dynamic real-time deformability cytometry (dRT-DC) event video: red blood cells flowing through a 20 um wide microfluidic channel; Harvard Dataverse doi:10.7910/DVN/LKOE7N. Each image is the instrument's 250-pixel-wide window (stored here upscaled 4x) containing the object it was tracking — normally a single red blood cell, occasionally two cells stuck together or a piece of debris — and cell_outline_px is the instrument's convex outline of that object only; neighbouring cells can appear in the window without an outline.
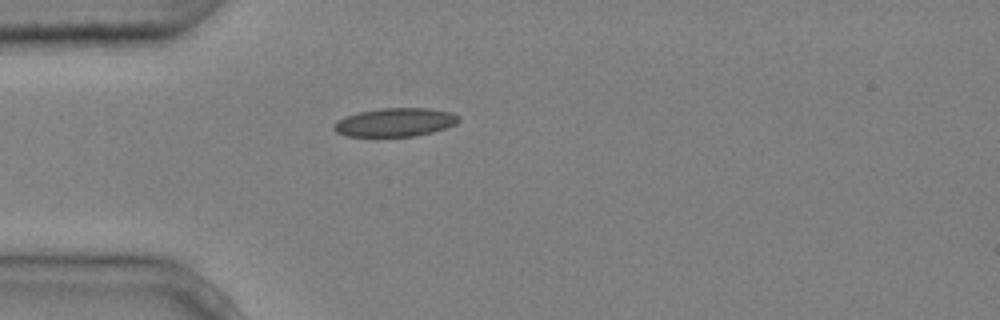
{"species": "common noctule bat (a hibernating species)", "species_latin": "Nyctalus noctula", "temperature_condition": "cold", "stored_images_in_passage": 1, "camera_frame_rate_fps": 3000, "um_per_image_px": 0.085, "animal": {"sex": "male", "body_mass_g": 20.4}, "frame": {"image": 1, "passage_image": 1, "time_ms": 0.0, "image_size_px": [1000, 320], "cell_outline_px": [[460, 120], [456, 124], [448, 128], [416, 136], [348, 136], [336, 132], [332, 128], [336, 120], [344, 116], [360, 112], [384, 108], [428, 108], [452, 112], [460, 116]], "centroid_in_image_um": [33.62, 10.39], "position_along_channel_um": 51.4, "area_um2": 20.87}}